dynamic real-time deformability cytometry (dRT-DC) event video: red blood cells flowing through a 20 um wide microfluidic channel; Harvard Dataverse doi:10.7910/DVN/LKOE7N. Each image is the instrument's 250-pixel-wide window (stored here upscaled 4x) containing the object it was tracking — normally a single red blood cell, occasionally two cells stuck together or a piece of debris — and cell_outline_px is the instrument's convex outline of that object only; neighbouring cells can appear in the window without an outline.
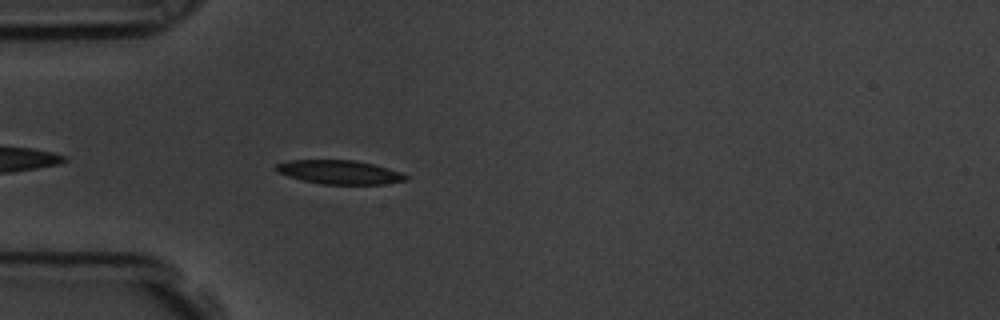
{"species": "common noctule bat (a hibernating species)", "species_latin": "Nyctalus noctula", "temperature_condition": "room temperature", "stored_images_in_passage": 45, "camera_frame_rate_fps": 3000, "um_per_image_px": 0.085, "animal": {"sex": "male", "body_mass_g": 19.5, "forearm_length_mm": 54.6}, "frame": {"image": 1, "passage_image": 4, "time_ms": 1.0, "image_size_px": [1000, 320], "cell_outline_px": [[408, 180], [384, 184], [320, 184], [300, 180], [288, 176], [280, 172], [276, 168], [276, 164], [288, 160], [356, 160], [376, 164], [400, 172], [408, 176]], "centroid_in_image_um": [28.89, 14.63], "position_along_channel_um": 56.1, "area_um2": 18.09}}
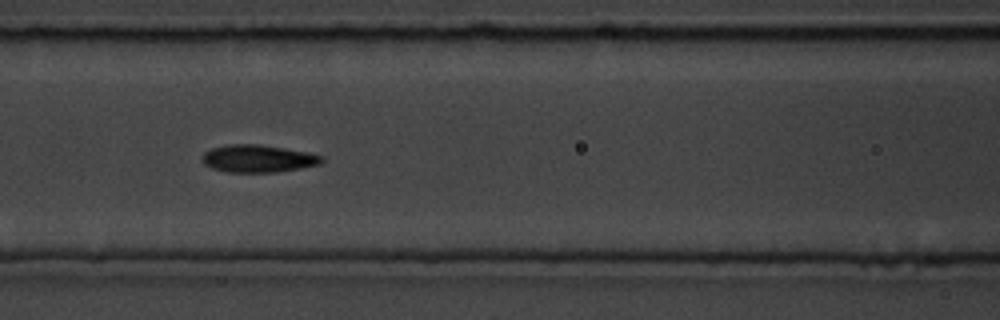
{"frame": {"image": 2, "passage_image": 12, "time_ms": 3.667, "image_size_px": [1000, 320], "cell_outline_px": [[324, 160], [320, 164], [300, 168], [276, 172], [224, 172], [212, 168], [204, 164], [200, 160], [204, 152], [212, 148], [228, 144], [260, 144], [308, 152], [324, 156]], "centroid_in_image_um": [21.91, 13.48], "position_along_channel_um": 144.7, "area_um2": 19.31}}
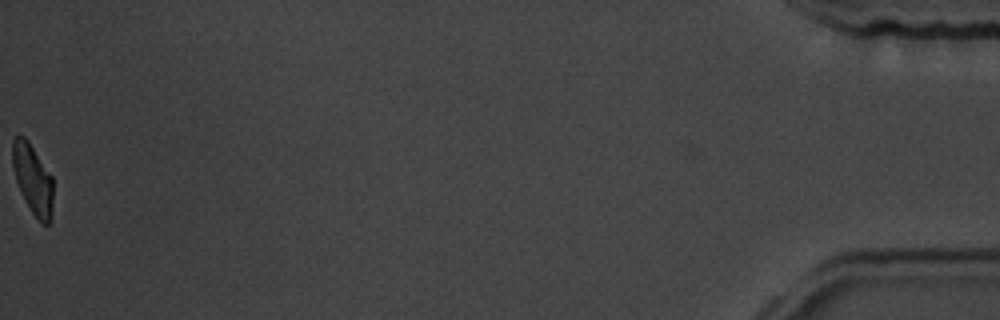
{"frame": {"image": 3, "passage_image": 45, "time_ms": 14.667, "image_size_px": [1000, 320], "cell_outline_px": [[52, 220], [48, 224], [44, 224], [32, 212], [16, 180], [12, 164], [12, 140], [16, 136], [24, 136], [28, 140], [52, 176]], "centroid_in_image_um": [2.79, 15.19], "position_along_channel_um": 432.4, "area_um2": 16.18}, "authors_computed_cell_mechanics": {"area_um2": 18.2648, "velocity_mm_per_s": 3.5456, "shape_relaxation_time_tau1_ms": 3.7219, "shape_relaxation_time_tau2_ms": 2.9703, "deformation_change_tau1": 0.13, "deformation_change_tau2": 0.0818}}